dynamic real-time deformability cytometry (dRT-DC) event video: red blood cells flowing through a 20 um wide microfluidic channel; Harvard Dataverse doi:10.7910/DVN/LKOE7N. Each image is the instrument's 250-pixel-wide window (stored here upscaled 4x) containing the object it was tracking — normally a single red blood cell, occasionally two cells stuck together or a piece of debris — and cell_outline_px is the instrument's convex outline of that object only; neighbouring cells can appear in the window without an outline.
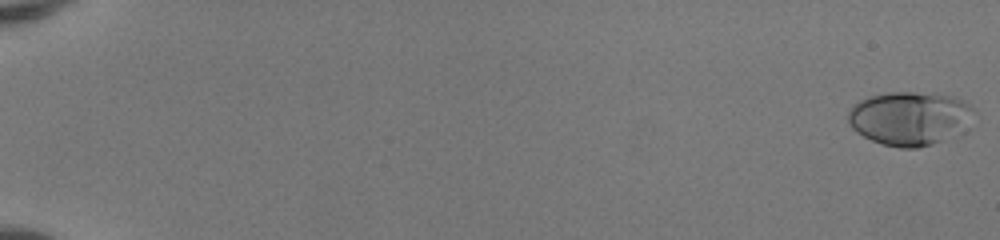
{"species": "human", "species_latin": "Homo sapiens", "temperature_condition": "room temperature", "stored_images_in_passage": 52, "camera_frame_rate_fps": 3000, "um_per_image_px": 0.085, "donor": {"sex": "female"}, "frame": {"image": 1, "passage_image": 1, "time_ms": 0.0, "image_size_px": [1000, 240], "cell_outline_px": [[976, 112], [956, 128], [940, 140], [932, 144], [916, 148], [900, 148], [884, 144], [872, 140], [856, 132], [848, 124], [848, 112], [860, 100], [868, 96], [888, 92], [936, 92], [952, 96], [964, 100], [976, 108]], "centroid_in_image_um": [77.24, 10.0], "position_along_channel_um": 7.8, "area_um2": 38.61}}
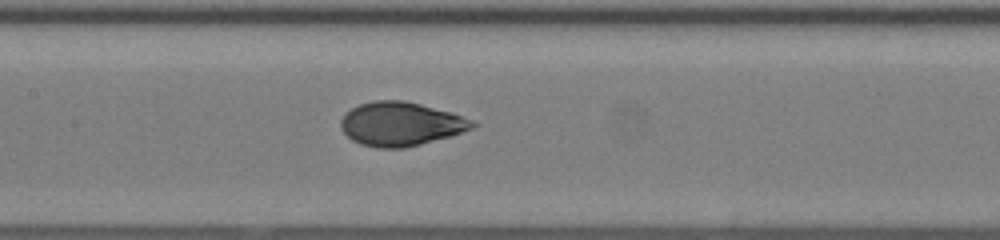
{"frame": {"image": 2, "passage_image": 28, "time_ms": 9.0, "image_size_px": [1000, 240], "cell_outline_px": [[480, 124], [472, 128], [448, 136], [420, 144], [404, 148], [380, 148], [360, 144], [352, 140], [340, 128], [340, 120], [344, 112], [360, 104], [372, 100], [404, 100], [452, 112], [472, 120]], "centroid_in_image_um": [34.03, 10.52], "position_along_channel_um": 173.4, "area_um2": 33.58}}
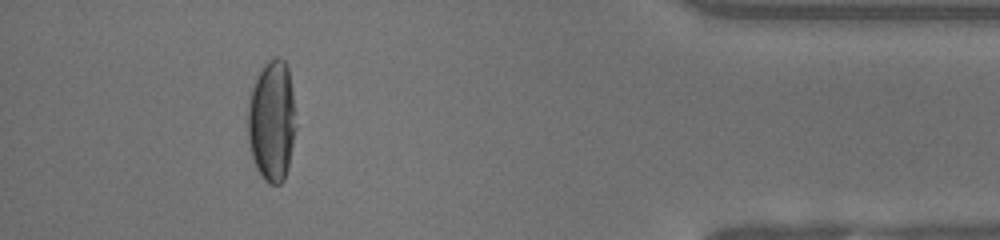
{"frame": {"image": 3, "passage_image": 48, "time_ms": 15.667, "image_size_px": [1000, 240], "cell_outline_px": [[296, 128], [288, 168], [284, 180], [280, 184], [268, 184], [264, 180], [256, 168], [252, 156], [248, 140], [248, 104], [252, 88], [264, 64], [268, 60], [276, 56], [284, 60], [288, 68], [292, 88], [296, 112]], "centroid_in_image_um": [23.13, 10.29], "position_along_channel_um": 412.1, "area_um2": 34.22}, "authors_computed_cell_mechanics": {"area_um2": 33.2928, "velocity_mm_per_s": 4.1773, "shape_relaxation_time_tau1_ms": 4.8543, "shape_relaxation_time_tau2_ms": null, "deformation_change_tau1": 0.2258, "deformation_change_tau2": null}}